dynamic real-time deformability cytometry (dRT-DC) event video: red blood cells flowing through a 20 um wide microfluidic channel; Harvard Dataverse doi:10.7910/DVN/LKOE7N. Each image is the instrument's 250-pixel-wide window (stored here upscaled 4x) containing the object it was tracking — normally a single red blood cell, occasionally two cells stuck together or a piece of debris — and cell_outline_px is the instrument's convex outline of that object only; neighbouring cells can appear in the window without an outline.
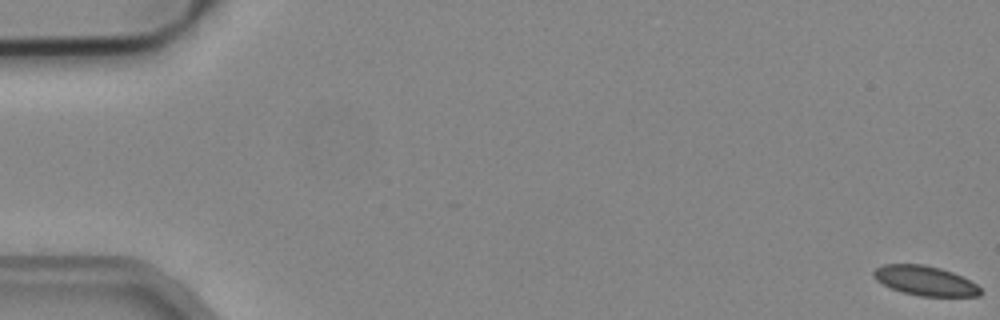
{"species": "common noctule bat (a hibernating species)", "species_latin": "Nyctalus noctula", "temperature_condition": "cold", "stored_images_in_passage": 55, "camera_frame_rate_fps": 3000, "um_per_image_px": 0.085, "animal": {"sex": "male", "body_mass_g": 19.2, "forearm_length_mm": 51.8}, "frame": {"image": 1, "passage_image": 1, "time_ms": 0.0, "image_size_px": [1000, 320], "cell_outline_px": [[984, 292], [980, 296], [920, 296], [904, 292], [892, 288], [876, 280], [872, 276], [872, 272], [876, 268], [884, 264], [924, 264], [940, 268], [952, 272], [976, 284]], "centroid_in_image_um": [78.64, 23.86], "position_along_channel_um": 6.4, "area_um2": 18.32}}
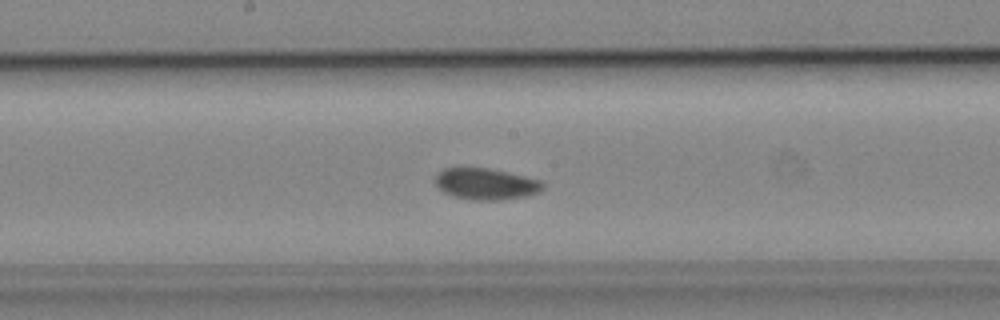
{"frame": {"image": 2, "passage_image": 29, "time_ms": 9.333, "image_size_px": [1000, 320], "cell_outline_px": [[544, 188], [540, 192], [528, 196], [500, 200], [472, 200], [452, 196], [444, 192], [436, 184], [436, 172], [444, 168], [488, 168], [524, 176], [540, 180], [544, 184]], "centroid_in_image_um": [41.31, 15.64], "position_along_channel_um": 206.9, "area_um2": 19.71}}
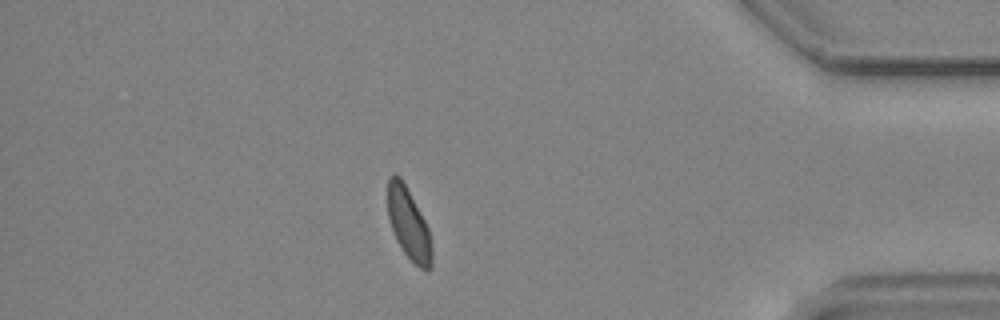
{"frame": {"image": 3, "passage_image": 47, "time_ms": 15.333, "image_size_px": [1000, 320], "cell_outline_px": [[432, 268], [428, 272], [424, 272], [404, 252], [396, 240], [388, 216], [388, 176], [392, 172], [396, 172], [400, 176], [424, 220], [428, 228], [432, 248]], "centroid_in_image_um": [34.73, 19.04], "position_along_channel_um": 400.5, "area_um2": 18.21}, "authors_computed_cell_mechanics": {"area_um2": 19.3052, "velocity_mm_per_s": 3.8844, "shape_relaxation_time_tau1_ms": 5.9536, "shape_relaxation_time_tau2_ms": 6.0952, "deformation_change_tau1": 0.0977, "deformation_change_tau2": 0.0711}}